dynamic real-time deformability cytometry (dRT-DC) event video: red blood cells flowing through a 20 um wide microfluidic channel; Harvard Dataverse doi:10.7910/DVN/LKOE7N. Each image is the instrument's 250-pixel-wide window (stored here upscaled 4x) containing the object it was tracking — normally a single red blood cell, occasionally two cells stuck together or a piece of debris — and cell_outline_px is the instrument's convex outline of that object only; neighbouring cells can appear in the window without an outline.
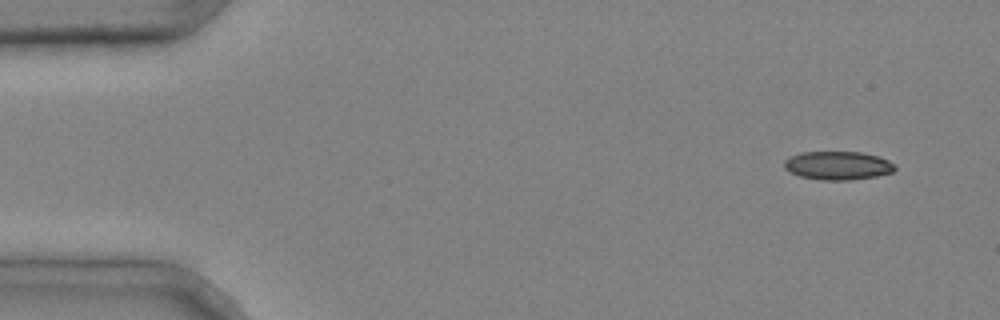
{"species": "common noctule bat (a hibernating species)", "species_latin": "Nyctalus noctula", "temperature_condition": "cold", "stored_images_in_passage": 4, "camera_frame_rate_fps": 3000, "um_per_image_px": 0.085, "animal": {"sex": "male", "body_mass_g": 20.4}, "frame": {"image": 1, "passage_image": 1, "time_ms": 0.0, "image_size_px": [1000, 320], "cell_outline_px": [[896, 168], [892, 172], [876, 176], [848, 180], [820, 180], [800, 176], [784, 168], [784, 160], [800, 152], [860, 152], [876, 156], [888, 160], [896, 164]], "centroid_in_image_um": [71.22, 14.07], "position_along_channel_um": 13.8, "area_um2": 18.26}}
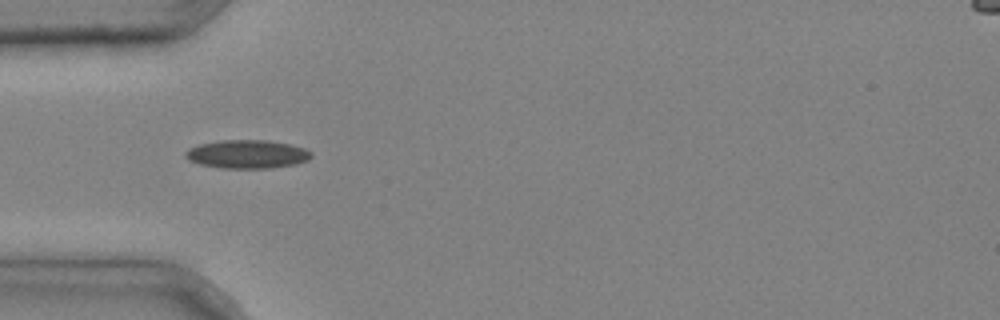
{"frame": {"image": 2, "passage_image": 4, "time_ms": 1.0, "image_size_px": [1000, 320], "cell_outline_px": [[312, 156], [308, 160], [296, 164], [272, 168], [224, 168], [200, 164], [184, 156], [184, 152], [188, 148], [200, 144], [220, 140], [268, 140], [292, 144], [304, 148], [312, 152]], "centroid_in_image_um": [21.04, 13.09], "position_along_channel_um": 64.0, "area_um2": 20.92}}